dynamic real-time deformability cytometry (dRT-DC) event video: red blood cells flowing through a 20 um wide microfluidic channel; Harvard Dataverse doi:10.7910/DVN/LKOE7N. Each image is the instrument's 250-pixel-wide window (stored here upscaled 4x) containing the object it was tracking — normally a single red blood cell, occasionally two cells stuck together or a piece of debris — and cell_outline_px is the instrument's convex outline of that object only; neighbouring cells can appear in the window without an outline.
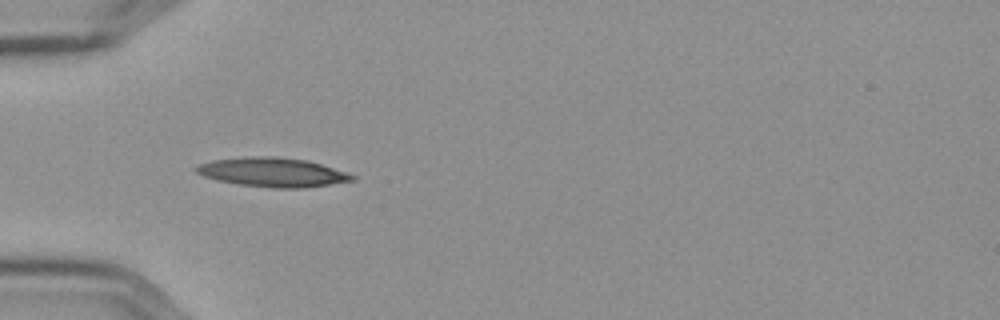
{"species": "Egyptian fruit bat (a non-hibernating species)", "species_latin": "Rousettus aegyptiacus", "temperature_condition": "cold", "stored_images_in_passage": 39, "camera_frame_rate_fps": 3000, "um_per_image_px": 0.085, "frame": {"image": 1, "passage_image": 1, "time_ms": 0.0, "image_size_px": [1000, 320], "cell_outline_px": [[356, 180], [304, 188], [272, 188], [240, 184], [220, 180], [204, 176], [196, 172], [192, 168], [200, 164], [212, 160], [252, 156], [272, 156], [308, 160], [356, 176]], "centroid_in_image_um": [23.16, 14.64], "position_along_channel_um": 61.8, "area_um2": 26.24}}
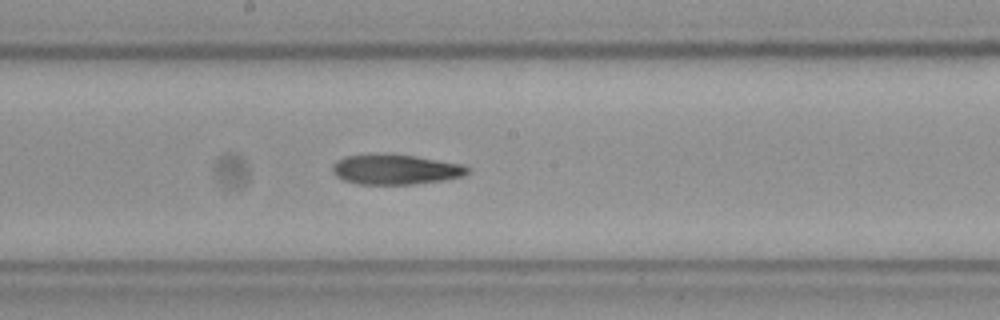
{"frame": {"image": 2, "passage_image": 14, "time_ms": 4.333, "image_size_px": [1000, 320], "cell_outline_px": [[472, 172], [464, 176], [444, 180], [412, 184], [356, 184], [344, 180], [336, 176], [332, 172], [332, 164], [336, 160], [344, 156], [384, 152], [416, 156], [460, 164], [472, 168]], "centroid_in_image_um": [33.6, 14.38], "position_along_channel_um": 214.6, "area_um2": 24.22}}
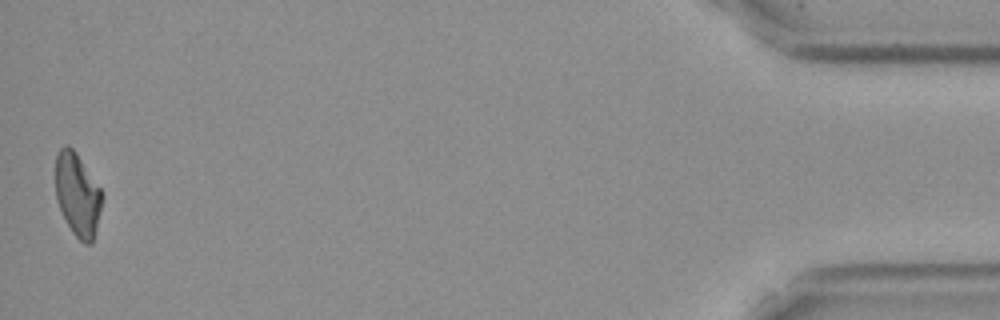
{"frame": {"image": 3, "passage_image": 39, "time_ms": 12.667, "image_size_px": [1000, 320], "cell_outline_px": [[104, 196], [92, 244], [84, 244], [72, 232], [56, 200], [56, 152], [64, 144], [68, 144], [76, 152], [100, 188]], "centroid_in_image_um": [6.59, 16.52], "position_along_channel_um": 428.6, "area_um2": 22.48}, "authors_computed_cell_mechanics": {"area_um2": 23.698, "velocity_mm_per_s": 3.6013, "shape_relaxation_time_tau1_ms": 10.5235, "shape_relaxation_time_tau2_ms": 9.9724, "deformation_change_tau1": 0.225, "deformation_change_tau2": 0.1819}}